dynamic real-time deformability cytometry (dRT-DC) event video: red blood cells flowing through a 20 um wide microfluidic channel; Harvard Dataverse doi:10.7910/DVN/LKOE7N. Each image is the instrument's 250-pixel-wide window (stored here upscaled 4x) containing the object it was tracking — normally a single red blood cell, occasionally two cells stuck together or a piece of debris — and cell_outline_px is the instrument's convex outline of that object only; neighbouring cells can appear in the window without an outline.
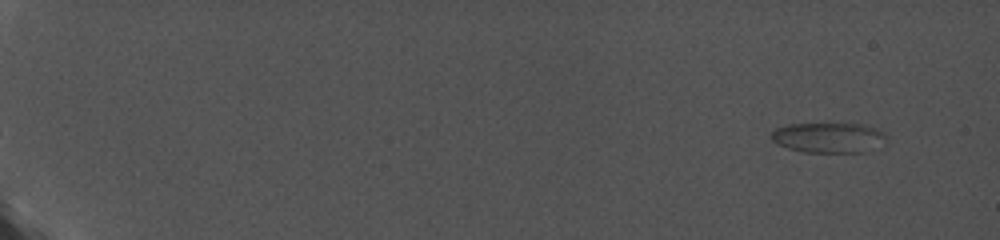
{"species": "common noctule bat (a hibernating species)", "species_latin": "Nyctalus noctula", "temperature_condition": "cold", "stored_images_in_passage": 49, "camera_frame_rate_fps": 5000, "um_per_image_px": 0.085, "animal": {"sex": "female", "body_mass_g": 19.0, "forearm_length_mm": 56.7}, "frame": {"image": 1, "passage_image": 1, "time_ms": 0.0, "image_size_px": [1000, 240], "cell_outline_px": [[888, 136], [860, 152], [804, 152], [788, 148], [776, 144], [772, 140], [772, 132], [776, 128], [788, 124], [864, 124], [880, 128]], "centroid_in_image_um": [70.35, 11.67], "position_along_channel_um": 14.6, "area_um2": 19.77}}
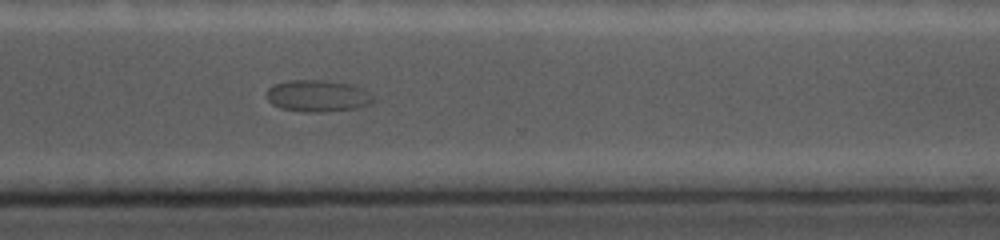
{"frame": {"image": 2, "passage_image": 41, "time_ms": 8.0, "image_size_px": [1000, 240], "cell_outline_px": [[372, 104], [356, 108], [324, 112], [308, 112], [280, 108], [272, 104], [268, 100], [268, 88], [276, 84], [288, 80], [328, 80], [352, 84], [364, 88], [372, 96]], "centroid_in_image_um": [27.03, 8.14], "position_along_channel_um": 343.6, "area_um2": 19.77}}
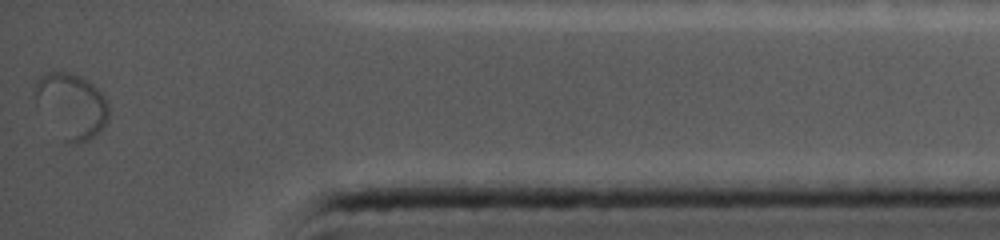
{"frame": {"image": 3, "passage_image": 49, "time_ms": 9.6, "image_size_px": [1000, 240], "cell_outline_px": [[108, 120], [88, 140], [76, 144], [64, 144], [36, 100], [32, 88], [36, 80], [40, 76], [48, 72], [68, 72], [80, 76], [88, 80], [104, 96], [108, 104]], "centroid_in_image_um": [6.05, 8.97], "position_along_channel_um": 429.1, "area_um2": 27.63}}